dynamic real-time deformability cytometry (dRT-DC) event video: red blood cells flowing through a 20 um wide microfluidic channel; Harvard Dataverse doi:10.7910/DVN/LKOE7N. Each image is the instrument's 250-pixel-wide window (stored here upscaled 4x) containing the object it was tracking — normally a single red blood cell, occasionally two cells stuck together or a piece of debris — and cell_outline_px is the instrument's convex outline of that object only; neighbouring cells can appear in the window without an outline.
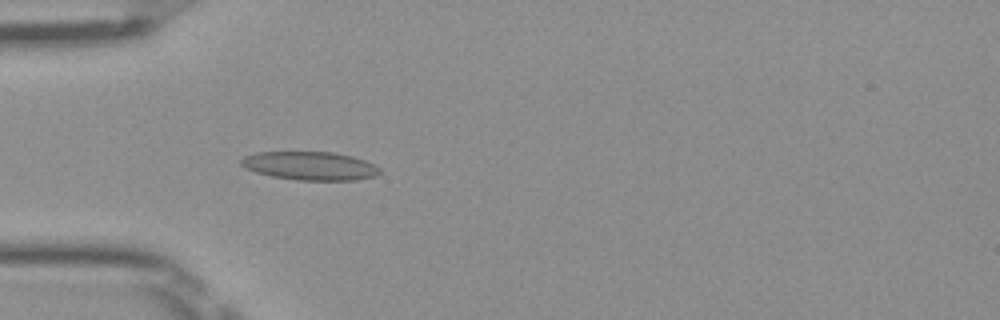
{"species": "Egyptian fruit bat (a non-hibernating species)", "species_latin": "Rousettus aegyptiacus", "temperature_condition": "room temperature", "stored_images_in_passage": 44, "camera_frame_rate_fps": 3000, "um_per_image_px": 0.085, "frame": {"image": 1, "passage_image": 15, "time_ms": 4.667, "image_size_px": [1000, 320], "cell_outline_px": [[380, 172], [376, 176], [356, 180], [296, 180], [272, 176], [256, 172], [244, 168], [240, 164], [240, 160], [244, 156], [256, 152], [332, 152], [352, 156], [364, 160], [380, 168]], "centroid_in_image_um": [26.33, 14.1], "position_along_channel_um": 58.7, "area_um2": 23.0}}
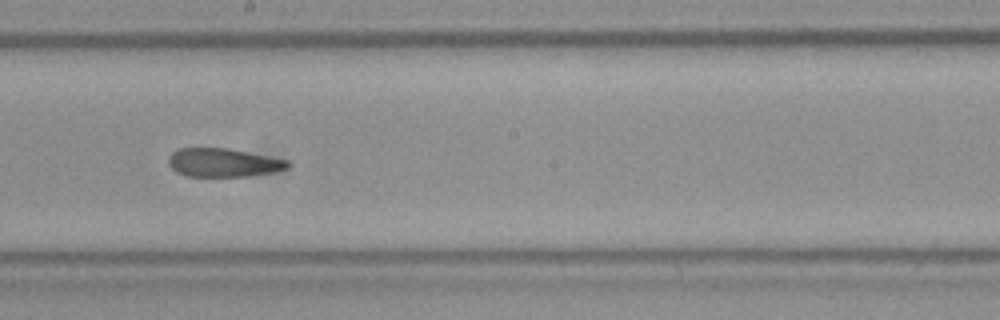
{"frame": {"image": 2, "passage_image": 28, "time_ms": 9.0, "image_size_px": [1000, 320], "cell_outline_px": [[292, 164], [288, 168], [276, 172], [248, 176], [188, 176], [176, 172], [168, 164], [168, 156], [172, 152], [180, 148], [228, 148], [288, 160]], "centroid_in_image_um": [19.0, 13.82], "position_along_channel_um": 229.2, "area_um2": 19.94}}
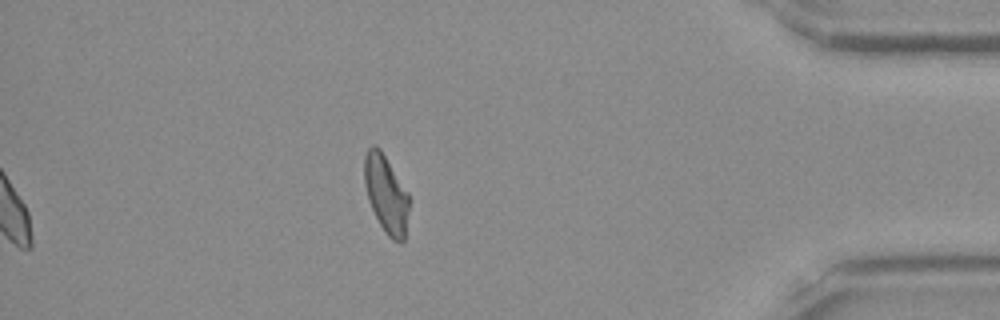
{"frame": {"image": 3, "passage_image": 44, "time_ms": 14.333, "image_size_px": [1000, 320], "cell_outline_px": [[408, 208], [404, 240], [400, 244], [392, 240], [384, 232], [368, 200], [364, 184], [364, 156], [368, 148], [372, 144], [380, 148], [408, 192]], "centroid_in_image_um": [32.8, 16.48], "position_along_channel_um": 402.4, "area_um2": 20.17}, "authors_computed_cell_mechanics": {"area_um2": 21.2126, "velocity_mm_per_s": 4.0172, "shape_relaxation_time_tau1_ms": null, "shape_relaxation_time_tau2_ms": 3.4869, "deformation_change_tau1": null, "deformation_change_tau2": 0.0955}}